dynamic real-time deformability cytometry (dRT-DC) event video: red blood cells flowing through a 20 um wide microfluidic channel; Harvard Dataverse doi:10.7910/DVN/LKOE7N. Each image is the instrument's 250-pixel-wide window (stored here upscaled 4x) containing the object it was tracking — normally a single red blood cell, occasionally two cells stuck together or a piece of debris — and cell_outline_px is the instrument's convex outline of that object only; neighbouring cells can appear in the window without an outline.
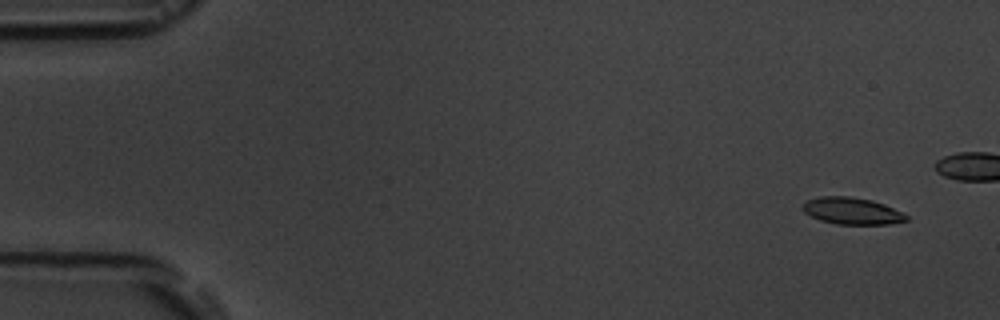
{"species": "common noctule bat (a hibernating species)", "species_latin": "Nyctalus noctula", "temperature_condition": "room temperature", "stored_images_in_passage": 6, "camera_frame_rate_fps": 3000, "um_per_image_px": 0.085, "animal": {"sex": "male", "body_mass_g": 19.5, "forearm_length_mm": 54.6}, "frame": {"image": 1, "passage_image": 2, "time_ms": 1.0, "image_size_px": [1000, 320], "cell_outline_px": [[908, 220], [888, 224], [836, 224], [820, 220], [804, 212], [804, 204], [808, 200], [820, 196], [848, 196], [872, 200], [884, 204], [908, 216]], "centroid_in_image_um": [72.42, 17.93], "position_along_channel_um": 12.6, "area_um2": 15.95}}